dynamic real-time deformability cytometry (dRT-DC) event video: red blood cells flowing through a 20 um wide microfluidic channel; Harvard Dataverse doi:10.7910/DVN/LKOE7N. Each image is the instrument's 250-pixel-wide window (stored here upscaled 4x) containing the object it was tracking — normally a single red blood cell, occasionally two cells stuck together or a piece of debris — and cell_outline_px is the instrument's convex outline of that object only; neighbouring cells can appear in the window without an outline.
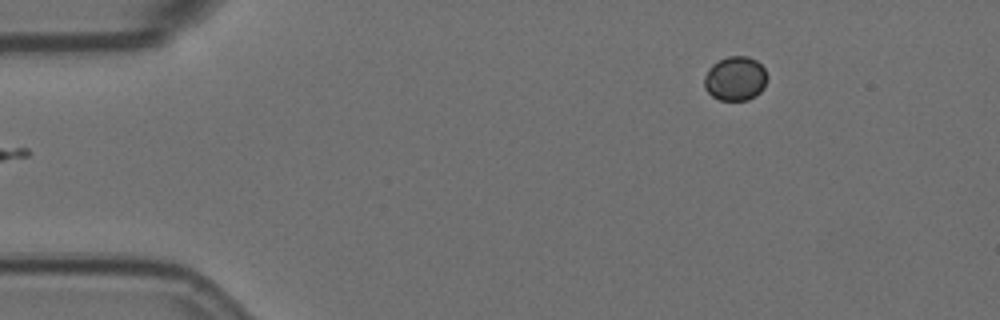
{"species": "Egyptian fruit bat (a non-hibernating species)", "species_latin": "Rousettus aegyptiacus", "temperature_condition": "room temperature", "stored_images_in_passage": 5, "camera_frame_rate_fps": 3000, "um_per_image_px": 0.085, "animal": {"sex": "female"}, "frame": {"image": 1, "passage_image": 5, "time_ms": 1.333, "image_size_px": [1000, 320], "cell_outline_px": [[768, 76], [764, 88], [756, 96], [748, 100], [720, 100], [712, 96], [704, 88], [704, 76], [708, 68], [712, 64], [728, 56], [748, 56], [756, 60], [764, 68]], "centroid_in_image_um": [62.5, 6.68], "position_along_channel_um": 22.5, "area_um2": 16.42}}